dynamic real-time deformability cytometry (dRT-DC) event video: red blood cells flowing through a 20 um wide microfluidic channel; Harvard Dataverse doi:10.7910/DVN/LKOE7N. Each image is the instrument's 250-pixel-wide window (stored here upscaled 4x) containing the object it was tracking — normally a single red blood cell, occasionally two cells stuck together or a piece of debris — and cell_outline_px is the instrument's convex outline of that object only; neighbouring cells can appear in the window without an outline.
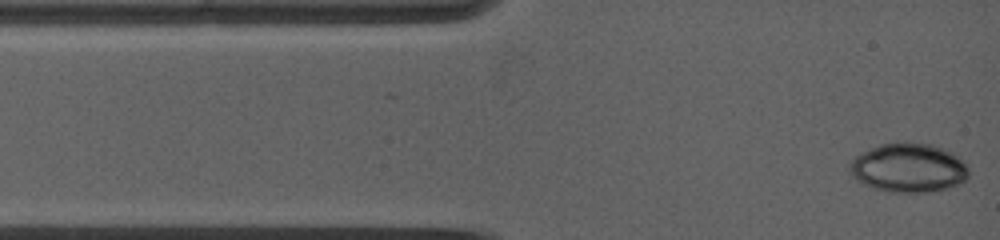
{"species": "common noctule bat (a hibernating species)", "species_latin": "Nyctalus noctula", "temperature_condition": "warm", "stored_images_in_passage": 16, "camera_frame_rate_fps": 5000, "um_per_image_px": 0.085, "animal": {"sex": "female", "body_mass_g": 19.0, "forearm_length_mm": 53.3}, "frame": {"image": 1, "passage_image": 1, "time_ms": 0.0, "image_size_px": [1000, 240], "cell_outline_px": [[968, 176], [960, 184], [928, 192], [888, 192], [872, 188], [856, 180], [848, 172], [848, 164], [860, 152], [880, 144], [904, 140], [912, 140], [932, 144], [944, 148], [960, 156], [964, 160], [968, 168]], "centroid_in_image_um": [77.2, 14.22], "position_along_channel_um": 7.8, "area_um2": 34.91}}
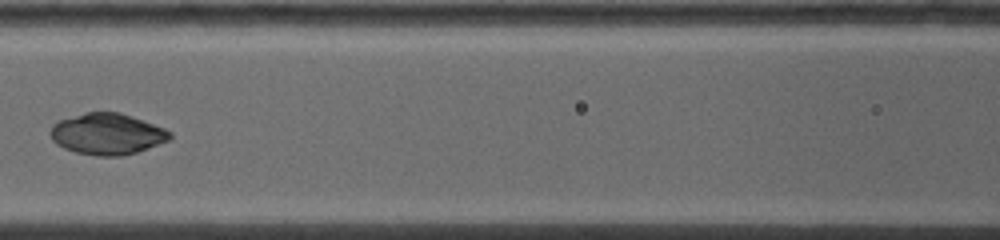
{"frame": {"image": 2, "passage_image": 12, "time_ms": 5.0, "image_size_px": [1000, 240], "cell_outline_px": [[172, 136], [168, 140], [136, 152], [120, 156], [96, 156], [76, 152], [64, 148], [56, 144], [52, 140], [48, 132], [52, 124], [60, 120], [88, 112], [120, 112], [132, 116], [164, 128], [172, 132]], "centroid_in_image_um": [9.08, 11.39], "position_along_channel_um": 157.5, "area_um2": 28.61}}
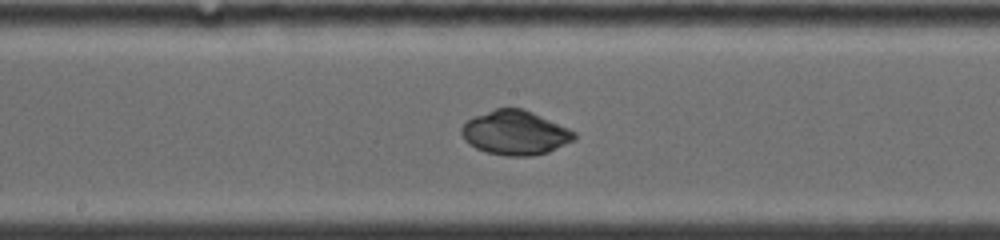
{"frame": {"image": 3, "passage_image": 15, "time_ms": 6.2, "image_size_px": [1000, 240], "cell_outline_px": [[576, 140], [548, 152], [532, 156], [508, 156], [484, 152], [476, 148], [464, 140], [460, 132], [460, 128], [468, 120], [476, 116], [496, 108], [524, 108], [568, 128], [576, 132]], "centroid_in_image_um": [43.8, 11.29], "position_along_channel_um": 204.4, "area_um2": 29.13}}